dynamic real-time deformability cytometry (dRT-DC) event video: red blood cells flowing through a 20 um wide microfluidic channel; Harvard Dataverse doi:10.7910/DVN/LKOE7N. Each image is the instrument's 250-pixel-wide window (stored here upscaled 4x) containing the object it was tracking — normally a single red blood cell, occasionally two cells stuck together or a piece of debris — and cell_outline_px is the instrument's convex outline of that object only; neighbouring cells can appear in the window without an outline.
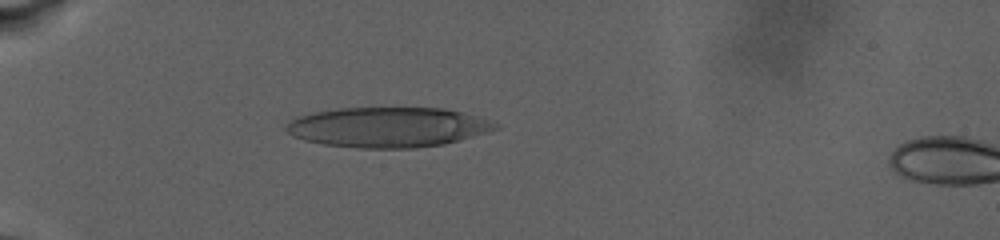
{"species": "human", "species_latin": "Homo sapiens", "temperature_condition": "warm", "stored_images_in_passage": 70, "camera_frame_rate_fps": 3000, "um_per_image_px": 0.085, "donor": {"sex": "male"}, "frame": {"image": 1, "passage_image": 1, "time_ms": 0.0, "image_size_px": [1000, 240], "cell_outline_px": [[500, 128], [460, 140], [444, 144], [412, 148], [360, 148], [324, 144], [304, 140], [292, 136], [284, 128], [296, 116], [316, 112], [340, 108], [444, 108], [464, 112], [500, 124]], "centroid_in_image_um": [32.99, 10.81], "position_along_channel_um": 52.0, "area_um2": 48.73}}
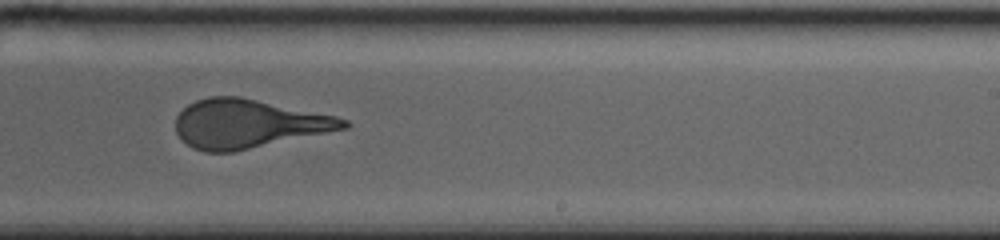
{"frame": {"image": 2, "passage_image": 35, "time_ms": 10.0, "image_size_px": [1000, 240], "cell_outline_px": [[352, 124], [348, 128], [232, 152], [204, 152], [192, 148], [176, 132], [176, 116], [188, 104], [196, 100], [208, 96], [240, 96], [336, 116], [348, 120]], "centroid_in_image_um": [21.1, 10.51], "position_along_channel_um": 267.9, "area_um2": 47.51}}
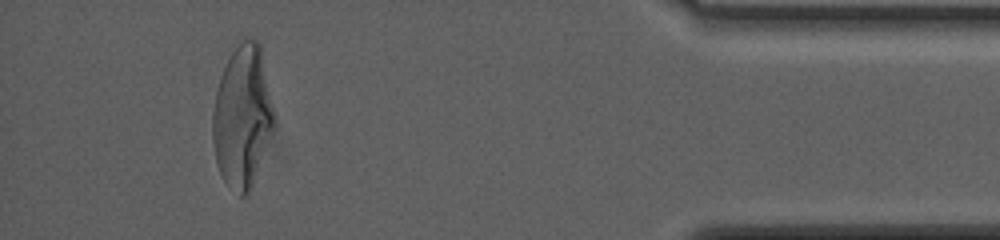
{"frame": {"image": 3, "passage_image": 62, "time_ms": 17.667, "image_size_px": [1000, 240], "cell_outline_px": [[276, 124], [248, 196], [240, 196], [228, 188], [220, 176], [216, 164], [212, 140], [212, 112], [216, 92], [220, 76], [232, 52], [244, 36], [248, 36], [256, 40], [260, 44], [276, 112]], "centroid_in_image_um": [20.62, 9.94], "position_along_channel_um": 414.6, "area_um2": 51.96}, "authors_computed_cell_mechanics": {"area_um2": 49.0144, "velocity_mm_per_s": 2.4815, "shape_relaxation_time_tau1_ms": null, "shape_relaxation_time_tau2_ms": 1.4101, "deformation_change_tau1": null, "deformation_change_tau2": 0.1172}}